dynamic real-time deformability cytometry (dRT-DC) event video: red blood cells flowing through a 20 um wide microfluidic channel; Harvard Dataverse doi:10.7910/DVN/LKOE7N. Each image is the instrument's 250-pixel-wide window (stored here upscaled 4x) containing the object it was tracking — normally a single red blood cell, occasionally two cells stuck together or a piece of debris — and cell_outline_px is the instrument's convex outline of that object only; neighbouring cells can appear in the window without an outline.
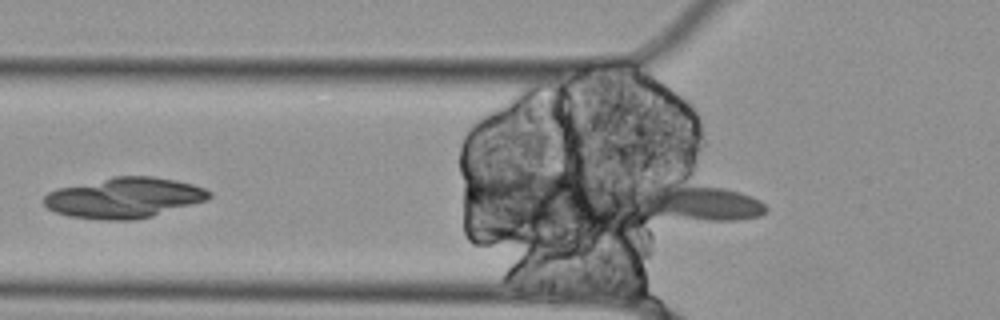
{"species": "Egyptian fruit bat (a non-hibernating species)", "species_latin": "Rousettus aegyptiacus", "temperature_condition": "cold", "stored_images_in_passage": 6, "camera_frame_rate_fps": 3000, "um_per_image_px": 0.085, "animal": {"sex": "female"}, "frame": {"image": 1, "passage_image": 4, "time_ms": 1.0, "image_size_px": [1000, 320], "cell_outline_px": [[212, 196], [208, 200], [152, 216], [132, 220], [100, 220], [68, 216], [56, 212], [48, 208], [44, 204], [44, 196], [48, 192], [56, 188], [112, 176], [152, 176], [176, 180], [192, 184], [204, 188], [212, 192]], "centroid_in_image_um": [10.55, 16.8], "position_along_channel_um": 115.2, "area_um2": 39.19}}